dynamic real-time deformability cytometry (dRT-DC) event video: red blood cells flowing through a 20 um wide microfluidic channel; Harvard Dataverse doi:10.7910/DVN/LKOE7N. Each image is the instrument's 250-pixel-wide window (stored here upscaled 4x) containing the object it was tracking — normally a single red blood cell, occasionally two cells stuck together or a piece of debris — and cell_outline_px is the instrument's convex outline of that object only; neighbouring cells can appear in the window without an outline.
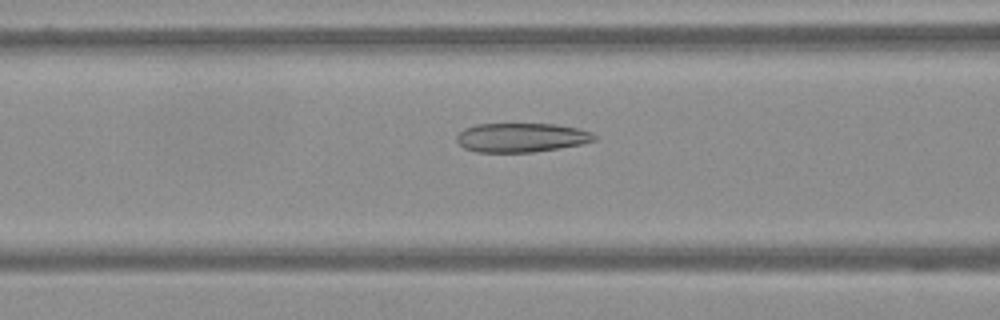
{"species": "Egyptian fruit bat (a non-hibernating species)", "species_latin": "Rousettus aegyptiacus", "temperature_condition": "warm", "stored_images_in_passage": 61, "camera_frame_rate_fps": 3000, "um_per_image_px": 0.085, "frame": {"image": 1, "passage_image": 25, "time_ms": 8.0, "image_size_px": [1000, 320], "cell_outline_px": [[596, 140], [580, 144], [532, 152], [476, 152], [464, 148], [456, 140], [456, 136], [464, 128], [476, 124], [556, 124], [576, 128], [592, 132], [596, 136]], "centroid_in_image_um": [44.28, 11.69], "position_along_channel_um": 122.3, "area_um2": 23.24}}
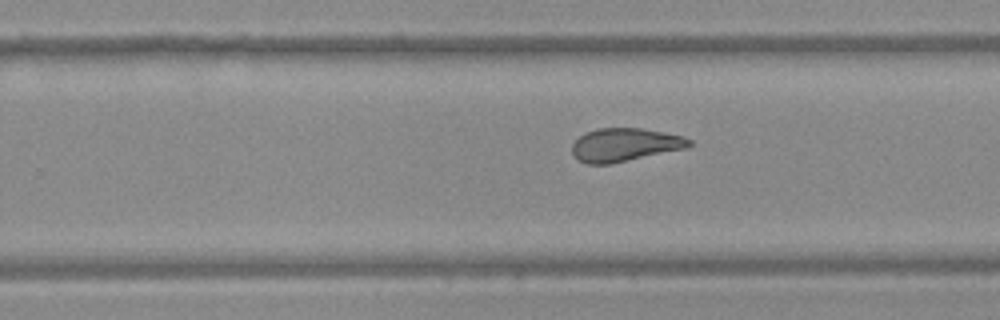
{"frame": {"image": 2, "passage_image": 39, "time_ms": 12.667, "image_size_px": [1000, 320], "cell_outline_px": [[692, 144], [688, 148], [608, 164], [588, 164], [580, 160], [572, 152], [572, 144], [584, 132], [596, 128], [640, 128], [664, 132], [684, 136], [692, 140]], "centroid_in_image_um": [53.13, 12.29], "position_along_channel_um": 276.7, "area_um2": 22.66}}
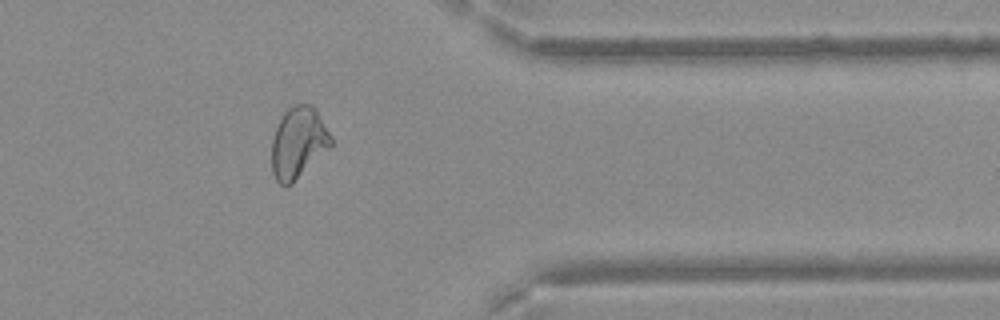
{"frame": {"image": 3, "passage_image": 50, "time_ms": 16.333, "image_size_px": [1000, 320], "cell_outline_px": [[332, 144], [292, 184], [284, 188], [276, 180], [272, 172], [272, 140], [276, 128], [284, 112], [288, 108], [296, 104], [312, 104], [316, 108], [332, 136]], "centroid_in_image_um": [25.35, 12.13], "position_along_channel_um": 386.1, "area_um2": 24.57}}